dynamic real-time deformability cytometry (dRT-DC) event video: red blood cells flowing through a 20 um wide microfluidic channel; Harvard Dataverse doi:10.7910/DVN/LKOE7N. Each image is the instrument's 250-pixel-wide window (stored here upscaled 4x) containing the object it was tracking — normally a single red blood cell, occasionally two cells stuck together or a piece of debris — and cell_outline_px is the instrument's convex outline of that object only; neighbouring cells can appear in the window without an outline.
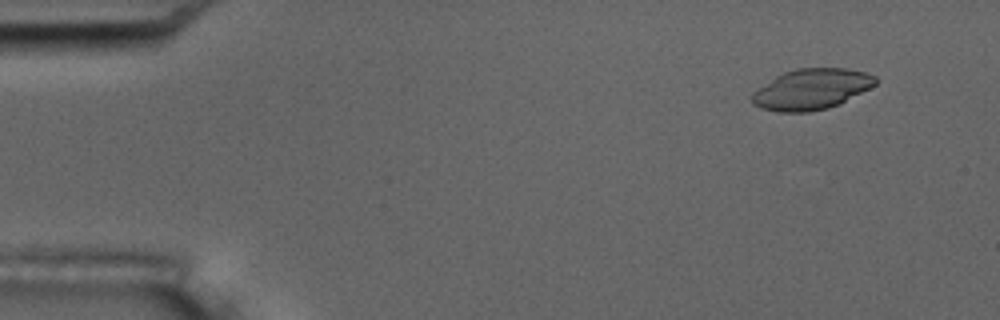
{"species": "common noctule bat (a hibernating species)", "species_latin": "Nyctalus noctula", "temperature_condition": "room temperature", "stored_images_in_passage": 5, "camera_frame_rate_fps": 3000, "um_per_image_px": 0.085, "animal": {"sex": "male", "body_mass_g": 17.5, "forearm_length_mm": 52.3}, "frame": {"image": 1, "passage_image": 2, "time_ms": 0.333, "image_size_px": [1000, 320], "cell_outline_px": [[876, 84], [840, 104], [828, 108], [812, 112], [776, 112], [760, 108], [752, 104], [752, 92], [776, 76], [784, 72], [796, 68], [848, 68], [864, 72], [876, 76]], "centroid_in_image_um": [68.95, 7.59], "position_along_channel_um": 16.0, "area_um2": 29.36}}